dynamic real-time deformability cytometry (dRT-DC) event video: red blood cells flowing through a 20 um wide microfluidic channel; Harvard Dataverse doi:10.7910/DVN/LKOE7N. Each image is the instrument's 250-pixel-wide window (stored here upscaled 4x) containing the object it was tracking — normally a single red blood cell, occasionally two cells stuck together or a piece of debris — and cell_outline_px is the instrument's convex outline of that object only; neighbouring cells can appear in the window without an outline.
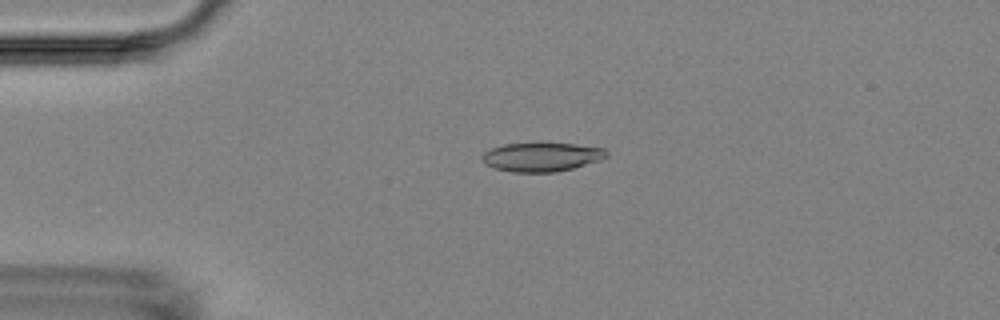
{"species": "Egyptian fruit bat (a non-hibernating species)", "species_latin": "Rousettus aegyptiacus", "temperature_condition": "room temperature", "stored_images_in_passage": 5, "camera_frame_rate_fps": 3000, "um_per_image_px": 0.085, "animal": {"sex": "female"}, "frame": {"image": 1, "passage_image": 4, "time_ms": 3.667, "image_size_px": [1000, 320], "cell_outline_px": [[608, 156], [600, 160], [572, 168], [556, 172], [512, 172], [492, 168], [484, 164], [480, 156], [484, 152], [492, 148], [504, 144], [572, 144], [604, 148], [608, 152]], "centroid_in_image_um": [46.0, 13.36], "position_along_channel_um": 39.0, "area_um2": 20.81}}